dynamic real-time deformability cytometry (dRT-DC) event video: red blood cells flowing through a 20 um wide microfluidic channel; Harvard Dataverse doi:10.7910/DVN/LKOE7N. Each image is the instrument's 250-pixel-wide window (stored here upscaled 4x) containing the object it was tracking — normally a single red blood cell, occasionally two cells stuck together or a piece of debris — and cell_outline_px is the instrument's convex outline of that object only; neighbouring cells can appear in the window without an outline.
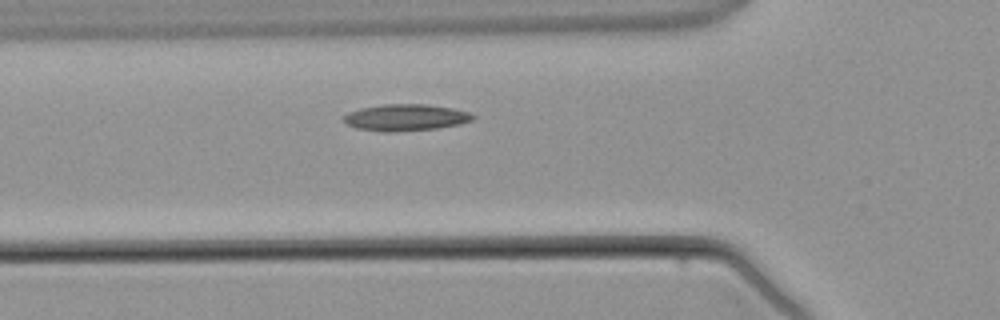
{"species": "common noctule bat (a hibernating species)", "species_latin": "Nyctalus noctula", "temperature_condition": "warm", "stored_images_in_passage": 5, "camera_frame_rate_fps": 3000, "um_per_image_px": 0.085, "animal": {"sex": "male", "body_mass_g": 21.5, "forearm_length_mm": 52.0}, "frame": {"image": 1, "passage_image": 3, "time_ms": 2.333, "image_size_px": [1000, 320], "cell_outline_px": [[476, 116], [472, 120], [460, 124], [436, 128], [388, 132], [384, 132], [356, 128], [340, 120], [348, 112], [360, 108], [384, 104], [428, 104], [452, 108], [468, 112]], "centroid_in_image_um": [34.45, 9.98], "position_along_channel_um": 91.3, "area_um2": 20.0}}